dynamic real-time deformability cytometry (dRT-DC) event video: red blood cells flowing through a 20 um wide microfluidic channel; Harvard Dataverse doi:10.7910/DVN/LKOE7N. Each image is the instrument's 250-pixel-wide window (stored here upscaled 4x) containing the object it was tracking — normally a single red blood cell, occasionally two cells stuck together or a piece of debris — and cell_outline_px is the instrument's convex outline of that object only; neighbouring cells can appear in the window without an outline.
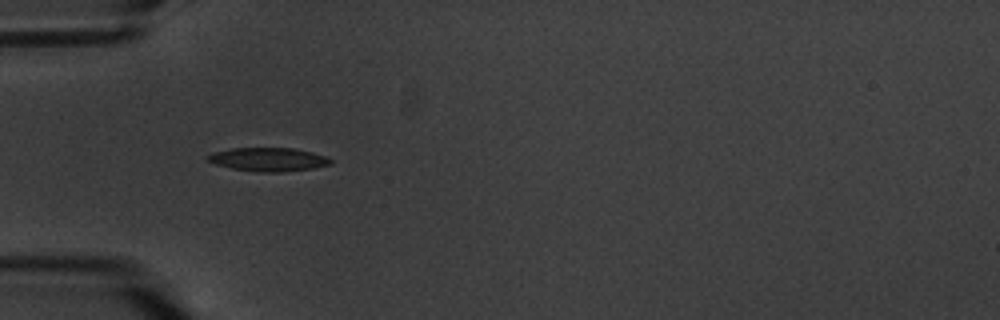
{"species": "common noctule bat (a hibernating species)", "species_latin": "Nyctalus noctula", "temperature_condition": "warm", "stored_images_in_passage": 5, "camera_frame_rate_fps": 3000, "um_per_image_px": 0.085, "animal": {"sex": "male", "body_mass_g": 20.1, "forearm_length_mm": 53.5}, "frame": {"image": 1, "passage_image": 5, "time_ms": 5.0, "image_size_px": [1000, 320], "cell_outline_px": [[332, 164], [312, 168], [280, 172], [264, 172], [232, 168], [216, 164], [208, 160], [204, 156], [212, 152], [232, 148], [292, 148], [312, 152], [324, 156], [332, 160]], "centroid_in_image_um": [22.78, 13.54], "position_along_channel_um": 62.2, "area_um2": 16.7}}